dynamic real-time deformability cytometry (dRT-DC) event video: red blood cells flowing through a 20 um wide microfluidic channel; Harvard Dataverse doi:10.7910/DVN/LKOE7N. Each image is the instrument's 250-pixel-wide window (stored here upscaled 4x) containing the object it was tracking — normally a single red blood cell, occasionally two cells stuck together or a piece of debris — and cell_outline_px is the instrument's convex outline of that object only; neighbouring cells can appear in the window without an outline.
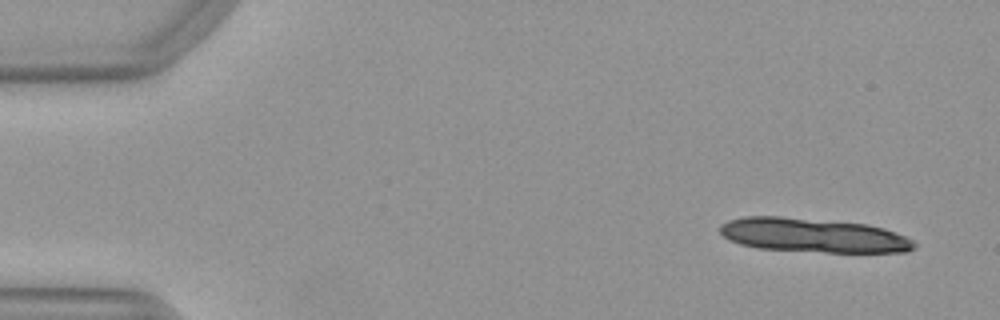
{"species": "Egyptian fruit bat (a non-hibernating species)", "species_latin": "Rousettus aegyptiacus", "temperature_condition": "warm", "stored_images_in_passage": 10, "camera_frame_rate_fps": 3000, "um_per_image_px": 0.085, "animal": {"sex": "female"}, "frame": {"image": 1, "passage_image": 1, "time_ms": 0.0, "image_size_px": [1000, 320], "cell_outline_px": [[916, 248], [904, 252], [824, 252], [756, 248], [740, 244], [728, 240], [720, 232], [720, 224], [728, 220], [744, 216], [780, 216], [868, 224], [884, 228], [896, 232], [912, 240], [916, 244]], "centroid_in_image_um": [69.1, 20.0], "position_along_channel_um": 15.9, "area_um2": 38.78}}